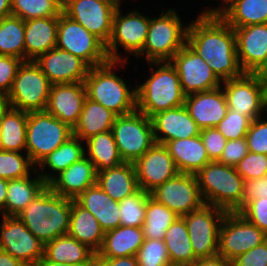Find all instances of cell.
I'll return each instance as SVG.
<instances>
[{"mask_svg": "<svg viewBox=\"0 0 267 266\" xmlns=\"http://www.w3.org/2000/svg\"><path fill=\"white\" fill-rule=\"evenodd\" d=\"M68 234L97 253L103 243L105 232L95 216L73 200Z\"/></svg>", "mask_w": 267, "mask_h": 266, "instance_id": "cell-34", "label": "cell"}, {"mask_svg": "<svg viewBox=\"0 0 267 266\" xmlns=\"http://www.w3.org/2000/svg\"><path fill=\"white\" fill-rule=\"evenodd\" d=\"M0 266H25L7 252L0 250Z\"/></svg>", "mask_w": 267, "mask_h": 266, "instance_id": "cell-57", "label": "cell"}, {"mask_svg": "<svg viewBox=\"0 0 267 266\" xmlns=\"http://www.w3.org/2000/svg\"><path fill=\"white\" fill-rule=\"evenodd\" d=\"M244 180H252L267 176V155L248 151L235 166Z\"/></svg>", "mask_w": 267, "mask_h": 266, "instance_id": "cell-47", "label": "cell"}, {"mask_svg": "<svg viewBox=\"0 0 267 266\" xmlns=\"http://www.w3.org/2000/svg\"><path fill=\"white\" fill-rule=\"evenodd\" d=\"M245 138L248 151L267 155V120L260 117L253 120Z\"/></svg>", "mask_w": 267, "mask_h": 266, "instance_id": "cell-48", "label": "cell"}, {"mask_svg": "<svg viewBox=\"0 0 267 266\" xmlns=\"http://www.w3.org/2000/svg\"><path fill=\"white\" fill-rule=\"evenodd\" d=\"M40 174L41 172L33 180L30 176L8 180L6 207L2 211L4 216H16L48 187Z\"/></svg>", "mask_w": 267, "mask_h": 266, "instance_id": "cell-35", "label": "cell"}, {"mask_svg": "<svg viewBox=\"0 0 267 266\" xmlns=\"http://www.w3.org/2000/svg\"><path fill=\"white\" fill-rule=\"evenodd\" d=\"M22 62L23 60L14 56L0 55V95L9 94Z\"/></svg>", "mask_w": 267, "mask_h": 266, "instance_id": "cell-49", "label": "cell"}, {"mask_svg": "<svg viewBox=\"0 0 267 266\" xmlns=\"http://www.w3.org/2000/svg\"><path fill=\"white\" fill-rule=\"evenodd\" d=\"M143 242L142 227L119 226L105 232L95 258L136 256Z\"/></svg>", "mask_w": 267, "mask_h": 266, "instance_id": "cell-29", "label": "cell"}, {"mask_svg": "<svg viewBox=\"0 0 267 266\" xmlns=\"http://www.w3.org/2000/svg\"><path fill=\"white\" fill-rule=\"evenodd\" d=\"M247 153L248 145L245 137L228 140L218 162L235 167Z\"/></svg>", "mask_w": 267, "mask_h": 266, "instance_id": "cell-52", "label": "cell"}, {"mask_svg": "<svg viewBox=\"0 0 267 266\" xmlns=\"http://www.w3.org/2000/svg\"><path fill=\"white\" fill-rule=\"evenodd\" d=\"M239 213L267 235V198L250 201Z\"/></svg>", "mask_w": 267, "mask_h": 266, "instance_id": "cell-50", "label": "cell"}, {"mask_svg": "<svg viewBox=\"0 0 267 266\" xmlns=\"http://www.w3.org/2000/svg\"><path fill=\"white\" fill-rule=\"evenodd\" d=\"M35 266H74L66 263L51 262V261H39Z\"/></svg>", "mask_w": 267, "mask_h": 266, "instance_id": "cell-62", "label": "cell"}, {"mask_svg": "<svg viewBox=\"0 0 267 266\" xmlns=\"http://www.w3.org/2000/svg\"><path fill=\"white\" fill-rule=\"evenodd\" d=\"M243 196V208L250 201L260 198H267V176L252 180H244Z\"/></svg>", "mask_w": 267, "mask_h": 266, "instance_id": "cell-54", "label": "cell"}, {"mask_svg": "<svg viewBox=\"0 0 267 266\" xmlns=\"http://www.w3.org/2000/svg\"><path fill=\"white\" fill-rule=\"evenodd\" d=\"M159 66L142 85L136 88L137 110L151 118L158 112L184 105L179 75L170 61L151 62Z\"/></svg>", "mask_w": 267, "mask_h": 266, "instance_id": "cell-4", "label": "cell"}, {"mask_svg": "<svg viewBox=\"0 0 267 266\" xmlns=\"http://www.w3.org/2000/svg\"><path fill=\"white\" fill-rule=\"evenodd\" d=\"M35 62L52 85L84 82L90 69L80 57L57 47L41 55Z\"/></svg>", "mask_w": 267, "mask_h": 266, "instance_id": "cell-21", "label": "cell"}, {"mask_svg": "<svg viewBox=\"0 0 267 266\" xmlns=\"http://www.w3.org/2000/svg\"><path fill=\"white\" fill-rule=\"evenodd\" d=\"M223 82L241 76L236 34L221 16H201L188 25L187 43Z\"/></svg>", "mask_w": 267, "mask_h": 266, "instance_id": "cell-1", "label": "cell"}, {"mask_svg": "<svg viewBox=\"0 0 267 266\" xmlns=\"http://www.w3.org/2000/svg\"><path fill=\"white\" fill-rule=\"evenodd\" d=\"M191 266H232L231 262L222 257L215 255L213 257L198 258Z\"/></svg>", "mask_w": 267, "mask_h": 266, "instance_id": "cell-56", "label": "cell"}, {"mask_svg": "<svg viewBox=\"0 0 267 266\" xmlns=\"http://www.w3.org/2000/svg\"><path fill=\"white\" fill-rule=\"evenodd\" d=\"M232 266H267V240L231 261Z\"/></svg>", "mask_w": 267, "mask_h": 266, "instance_id": "cell-53", "label": "cell"}, {"mask_svg": "<svg viewBox=\"0 0 267 266\" xmlns=\"http://www.w3.org/2000/svg\"><path fill=\"white\" fill-rule=\"evenodd\" d=\"M136 257L138 266H172L164 240L144 239Z\"/></svg>", "mask_w": 267, "mask_h": 266, "instance_id": "cell-45", "label": "cell"}, {"mask_svg": "<svg viewBox=\"0 0 267 266\" xmlns=\"http://www.w3.org/2000/svg\"><path fill=\"white\" fill-rule=\"evenodd\" d=\"M95 254L86 244L65 234L45 244L44 257L40 261L93 266Z\"/></svg>", "mask_w": 267, "mask_h": 266, "instance_id": "cell-30", "label": "cell"}, {"mask_svg": "<svg viewBox=\"0 0 267 266\" xmlns=\"http://www.w3.org/2000/svg\"><path fill=\"white\" fill-rule=\"evenodd\" d=\"M116 64L119 61L90 67L84 84L88 99L122 116L137 110L136 88L130 91L124 80L113 73Z\"/></svg>", "mask_w": 267, "mask_h": 266, "instance_id": "cell-5", "label": "cell"}, {"mask_svg": "<svg viewBox=\"0 0 267 266\" xmlns=\"http://www.w3.org/2000/svg\"><path fill=\"white\" fill-rule=\"evenodd\" d=\"M239 111L227 110L224 119L216 126L217 130L227 139H240L246 137L252 120Z\"/></svg>", "mask_w": 267, "mask_h": 266, "instance_id": "cell-46", "label": "cell"}, {"mask_svg": "<svg viewBox=\"0 0 267 266\" xmlns=\"http://www.w3.org/2000/svg\"><path fill=\"white\" fill-rule=\"evenodd\" d=\"M9 15H12L11 0H0V20Z\"/></svg>", "mask_w": 267, "mask_h": 266, "instance_id": "cell-61", "label": "cell"}, {"mask_svg": "<svg viewBox=\"0 0 267 266\" xmlns=\"http://www.w3.org/2000/svg\"><path fill=\"white\" fill-rule=\"evenodd\" d=\"M154 139L164 145L168 141L187 139L200 135V128L184 105L161 111L151 117ZM163 135H159V134Z\"/></svg>", "mask_w": 267, "mask_h": 266, "instance_id": "cell-24", "label": "cell"}, {"mask_svg": "<svg viewBox=\"0 0 267 266\" xmlns=\"http://www.w3.org/2000/svg\"><path fill=\"white\" fill-rule=\"evenodd\" d=\"M88 158L97 172L114 168L124 163L117 148L112 131L91 136L86 140Z\"/></svg>", "mask_w": 267, "mask_h": 266, "instance_id": "cell-37", "label": "cell"}, {"mask_svg": "<svg viewBox=\"0 0 267 266\" xmlns=\"http://www.w3.org/2000/svg\"><path fill=\"white\" fill-rule=\"evenodd\" d=\"M2 216L0 250L7 252L25 266H35L44 257L45 245L17 216Z\"/></svg>", "mask_w": 267, "mask_h": 266, "instance_id": "cell-17", "label": "cell"}, {"mask_svg": "<svg viewBox=\"0 0 267 266\" xmlns=\"http://www.w3.org/2000/svg\"><path fill=\"white\" fill-rule=\"evenodd\" d=\"M28 113L11 108L4 116L0 130V150L22 152L26 150Z\"/></svg>", "mask_w": 267, "mask_h": 266, "instance_id": "cell-38", "label": "cell"}, {"mask_svg": "<svg viewBox=\"0 0 267 266\" xmlns=\"http://www.w3.org/2000/svg\"><path fill=\"white\" fill-rule=\"evenodd\" d=\"M118 6L115 0H63L62 12L107 45Z\"/></svg>", "mask_w": 267, "mask_h": 266, "instance_id": "cell-14", "label": "cell"}, {"mask_svg": "<svg viewBox=\"0 0 267 266\" xmlns=\"http://www.w3.org/2000/svg\"><path fill=\"white\" fill-rule=\"evenodd\" d=\"M228 109L252 121L267 112V85L253 73H243L237 78L222 82Z\"/></svg>", "mask_w": 267, "mask_h": 266, "instance_id": "cell-12", "label": "cell"}, {"mask_svg": "<svg viewBox=\"0 0 267 266\" xmlns=\"http://www.w3.org/2000/svg\"><path fill=\"white\" fill-rule=\"evenodd\" d=\"M85 155L62 171L59 176H52L43 170L40 175L48 187L57 195L75 200L87 188L97 183V171L94 164Z\"/></svg>", "mask_w": 267, "mask_h": 266, "instance_id": "cell-20", "label": "cell"}, {"mask_svg": "<svg viewBox=\"0 0 267 266\" xmlns=\"http://www.w3.org/2000/svg\"><path fill=\"white\" fill-rule=\"evenodd\" d=\"M178 217L176 213L149 196L142 226L144 239L164 240L167 229Z\"/></svg>", "mask_w": 267, "mask_h": 266, "instance_id": "cell-40", "label": "cell"}, {"mask_svg": "<svg viewBox=\"0 0 267 266\" xmlns=\"http://www.w3.org/2000/svg\"><path fill=\"white\" fill-rule=\"evenodd\" d=\"M72 201L47 187L16 216L45 245L68 234Z\"/></svg>", "mask_w": 267, "mask_h": 266, "instance_id": "cell-2", "label": "cell"}, {"mask_svg": "<svg viewBox=\"0 0 267 266\" xmlns=\"http://www.w3.org/2000/svg\"><path fill=\"white\" fill-rule=\"evenodd\" d=\"M226 211L209 204L183 215L195 257L218 254L219 230Z\"/></svg>", "mask_w": 267, "mask_h": 266, "instance_id": "cell-11", "label": "cell"}, {"mask_svg": "<svg viewBox=\"0 0 267 266\" xmlns=\"http://www.w3.org/2000/svg\"><path fill=\"white\" fill-rule=\"evenodd\" d=\"M253 74L267 85V54L262 64L253 72Z\"/></svg>", "mask_w": 267, "mask_h": 266, "instance_id": "cell-59", "label": "cell"}, {"mask_svg": "<svg viewBox=\"0 0 267 266\" xmlns=\"http://www.w3.org/2000/svg\"><path fill=\"white\" fill-rule=\"evenodd\" d=\"M63 0H11V13L24 21L43 17H59Z\"/></svg>", "mask_w": 267, "mask_h": 266, "instance_id": "cell-42", "label": "cell"}, {"mask_svg": "<svg viewBox=\"0 0 267 266\" xmlns=\"http://www.w3.org/2000/svg\"><path fill=\"white\" fill-rule=\"evenodd\" d=\"M179 75L184 94L190 95L209 91L222 85L212 68L187 44L170 60Z\"/></svg>", "mask_w": 267, "mask_h": 266, "instance_id": "cell-18", "label": "cell"}, {"mask_svg": "<svg viewBox=\"0 0 267 266\" xmlns=\"http://www.w3.org/2000/svg\"><path fill=\"white\" fill-rule=\"evenodd\" d=\"M150 196L179 217L205 205L195 174L178 173L158 185L150 192Z\"/></svg>", "mask_w": 267, "mask_h": 266, "instance_id": "cell-16", "label": "cell"}, {"mask_svg": "<svg viewBox=\"0 0 267 266\" xmlns=\"http://www.w3.org/2000/svg\"><path fill=\"white\" fill-rule=\"evenodd\" d=\"M116 117L117 115L109 109L86 98L72 133L85 141L93 135L110 131Z\"/></svg>", "mask_w": 267, "mask_h": 266, "instance_id": "cell-33", "label": "cell"}, {"mask_svg": "<svg viewBox=\"0 0 267 266\" xmlns=\"http://www.w3.org/2000/svg\"><path fill=\"white\" fill-rule=\"evenodd\" d=\"M267 240V235L238 212H226L219 230L218 255L228 261Z\"/></svg>", "mask_w": 267, "mask_h": 266, "instance_id": "cell-13", "label": "cell"}, {"mask_svg": "<svg viewBox=\"0 0 267 266\" xmlns=\"http://www.w3.org/2000/svg\"><path fill=\"white\" fill-rule=\"evenodd\" d=\"M52 84L35 61H23L7 99L13 109L45 111Z\"/></svg>", "mask_w": 267, "mask_h": 266, "instance_id": "cell-8", "label": "cell"}, {"mask_svg": "<svg viewBox=\"0 0 267 266\" xmlns=\"http://www.w3.org/2000/svg\"><path fill=\"white\" fill-rule=\"evenodd\" d=\"M233 29L239 65L244 73H253L267 54V23Z\"/></svg>", "mask_w": 267, "mask_h": 266, "instance_id": "cell-25", "label": "cell"}, {"mask_svg": "<svg viewBox=\"0 0 267 266\" xmlns=\"http://www.w3.org/2000/svg\"><path fill=\"white\" fill-rule=\"evenodd\" d=\"M164 146L168 149L179 173L196 174L211 162L200 135L168 141Z\"/></svg>", "mask_w": 267, "mask_h": 266, "instance_id": "cell-31", "label": "cell"}, {"mask_svg": "<svg viewBox=\"0 0 267 266\" xmlns=\"http://www.w3.org/2000/svg\"><path fill=\"white\" fill-rule=\"evenodd\" d=\"M184 106L200 129L216 127L228 110L221 86L187 95Z\"/></svg>", "mask_w": 267, "mask_h": 266, "instance_id": "cell-23", "label": "cell"}, {"mask_svg": "<svg viewBox=\"0 0 267 266\" xmlns=\"http://www.w3.org/2000/svg\"><path fill=\"white\" fill-rule=\"evenodd\" d=\"M201 16H221L232 28L267 23V0H231L228 7L204 10Z\"/></svg>", "mask_w": 267, "mask_h": 266, "instance_id": "cell-26", "label": "cell"}, {"mask_svg": "<svg viewBox=\"0 0 267 266\" xmlns=\"http://www.w3.org/2000/svg\"><path fill=\"white\" fill-rule=\"evenodd\" d=\"M164 242L172 266H191L197 260L183 217H178L167 229Z\"/></svg>", "mask_w": 267, "mask_h": 266, "instance_id": "cell-36", "label": "cell"}, {"mask_svg": "<svg viewBox=\"0 0 267 266\" xmlns=\"http://www.w3.org/2000/svg\"><path fill=\"white\" fill-rule=\"evenodd\" d=\"M81 143L79 137L72 135L61 146L45 157L37 166L43 169L47 166L52 171H56L60 174L86 155V149L82 147L83 145Z\"/></svg>", "mask_w": 267, "mask_h": 266, "instance_id": "cell-41", "label": "cell"}, {"mask_svg": "<svg viewBox=\"0 0 267 266\" xmlns=\"http://www.w3.org/2000/svg\"><path fill=\"white\" fill-rule=\"evenodd\" d=\"M200 137L206 148L209 159L211 161H218L228 140L216 127L201 129Z\"/></svg>", "mask_w": 267, "mask_h": 266, "instance_id": "cell-51", "label": "cell"}, {"mask_svg": "<svg viewBox=\"0 0 267 266\" xmlns=\"http://www.w3.org/2000/svg\"><path fill=\"white\" fill-rule=\"evenodd\" d=\"M75 201L95 216L104 232L120 226L119 201L113 200L97 183L87 188Z\"/></svg>", "mask_w": 267, "mask_h": 266, "instance_id": "cell-28", "label": "cell"}, {"mask_svg": "<svg viewBox=\"0 0 267 266\" xmlns=\"http://www.w3.org/2000/svg\"><path fill=\"white\" fill-rule=\"evenodd\" d=\"M97 184L116 201L123 200L139 189L135 167L131 162L97 172Z\"/></svg>", "mask_w": 267, "mask_h": 266, "instance_id": "cell-32", "label": "cell"}, {"mask_svg": "<svg viewBox=\"0 0 267 266\" xmlns=\"http://www.w3.org/2000/svg\"><path fill=\"white\" fill-rule=\"evenodd\" d=\"M73 135L72 128L46 111L29 112L26 130V154L34 165Z\"/></svg>", "mask_w": 267, "mask_h": 266, "instance_id": "cell-7", "label": "cell"}, {"mask_svg": "<svg viewBox=\"0 0 267 266\" xmlns=\"http://www.w3.org/2000/svg\"><path fill=\"white\" fill-rule=\"evenodd\" d=\"M93 266H138V261L136 256L94 258Z\"/></svg>", "mask_w": 267, "mask_h": 266, "instance_id": "cell-55", "label": "cell"}, {"mask_svg": "<svg viewBox=\"0 0 267 266\" xmlns=\"http://www.w3.org/2000/svg\"><path fill=\"white\" fill-rule=\"evenodd\" d=\"M20 152L0 150V177L5 180L21 179L29 176V170L34 168L30 157Z\"/></svg>", "mask_w": 267, "mask_h": 266, "instance_id": "cell-44", "label": "cell"}, {"mask_svg": "<svg viewBox=\"0 0 267 266\" xmlns=\"http://www.w3.org/2000/svg\"><path fill=\"white\" fill-rule=\"evenodd\" d=\"M149 192L139 188L135 193L119 201L120 226L142 227Z\"/></svg>", "mask_w": 267, "mask_h": 266, "instance_id": "cell-43", "label": "cell"}, {"mask_svg": "<svg viewBox=\"0 0 267 266\" xmlns=\"http://www.w3.org/2000/svg\"><path fill=\"white\" fill-rule=\"evenodd\" d=\"M11 105L7 96L0 95V130L3 123L4 116L11 109Z\"/></svg>", "mask_w": 267, "mask_h": 266, "instance_id": "cell-58", "label": "cell"}, {"mask_svg": "<svg viewBox=\"0 0 267 266\" xmlns=\"http://www.w3.org/2000/svg\"><path fill=\"white\" fill-rule=\"evenodd\" d=\"M86 98L84 82L53 84L45 111L73 129Z\"/></svg>", "mask_w": 267, "mask_h": 266, "instance_id": "cell-22", "label": "cell"}, {"mask_svg": "<svg viewBox=\"0 0 267 266\" xmlns=\"http://www.w3.org/2000/svg\"><path fill=\"white\" fill-rule=\"evenodd\" d=\"M56 47L80 57L90 67L100 66L110 61L106 45L63 12L58 17Z\"/></svg>", "mask_w": 267, "mask_h": 266, "instance_id": "cell-10", "label": "cell"}, {"mask_svg": "<svg viewBox=\"0 0 267 266\" xmlns=\"http://www.w3.org/2000/svg\"><path fill=\"white\" fill-rule=\"evenodd\" d=\"M8 180L0 177V211H3L6 207Z\"/></svg>", "mask_w": 267, "mask_h": 266, "instance_id": "cell-60", "label": "cell"}, {"mask_svg": "<svg viewBox=\"0 0 267 266\" xmlns=\"http://www.w3.org/2000/svg\"><path fill=\"white\" fill-rule=\"evenodd\" d=\"M111 131L124 162L134 163L156 143L151 118L138 110L117 116Z\"/></svg>", "mask_w": 267, "mask_h": 266, "instance_id": "cell-9", "label": "cell"}, {"mask_svg": "<svg viewBox=\"0 0 267 266\" xmlns=\"http://www.w3.org/2000/svg\"><path fill=\"white\" fill-rule=\"evenodd\" d=\"M230 1L231 0H223V2H225V6H227L226 4H228V3L230 4Z\"/></svg>", "mask_w": 267, "mask_h": 266, "instance_id": "cell-63", "label": "cell"}, {"mask_svg": "<svg viewBox=\"0 0 267 266\" xmlns=\"http://www.w3.org/2000/svg\"><path fill=\"white\" fill-rule=\"evenodd\" d=\"M180 20L172 9L150 19L145 44L137 57L145 53L149 63L170 61L187 43L188 26L183 29Z\"/></svg>", "mask_w": 267, "mask_h": 266, "instance_id": "cell-6", "label": "cell"}, {"mask_svg": "<svg viewBox=\"0 0 267 266\" xmlns=\"http://www.w3.org/2000/svg\"><path fill=\"white\" fill-rule=\"evenodd\" d=\"M120 5L113 17L112 34L106 45V52L110 61L126 62V59L117 55L118 44L124 47L129 54L137 55L142 51L146 41L150 19L139 12H129L121 16Z\"/></svg>", "mask_w": 267, "mask_h": 266, "instance_id": "cell-15", "label": "cell"}, {"mask_svg": "<svg viewBox=\"0 0 267 266\" xmlns=\"http://www.w3.org/2000/svg\"><path fill=\"white\" fill-rule=\"evenodd\" d=\"M133 164L139 188L149 193L179 173L168 149L158 143Z\"/></svg>", "mask_w": 267, "mask_h": 266, "instance_id": "cell-19", "label": "cell"}, {"mask_svg": "<svg viewBox=\"0 0 267 266\" xmlns=\"http://www.w3.org/2000/svg\"><path fill=\"white\" fill-rule=\"evenodd\" d=\"M58 17H43L25 21V61H35L56 47Z\"/></svg>", "mask_w": 267, "mask_h": 266, "instance_id": "cell-27", "label": "cell"}, {"mask_svg": "<svg viewBox=\"0 0 267 266\" xmlns=\"http://www.w3.org/2000/svg\"><path fill=\"white\" fill-rule=\"evenodd\" d=\"M25 21L9 15L0 20V55L25 61Z\"/></svg>", "mask_w": 267, "mask_h": 266, "instance_id": "cell-39", "label": "cell"}, {"mask_svg": "<svg viewBox=\"0 0 267 266\" xmlns=\"http://www.w3.org/2000/svg\"><path fill=\"white\" fill-rule=\"evenodd\" d=\"M195 175L205 204L226 212L239 213L243 209L244 179L235 167L211 161Z\"/></svg>", "mask_w": 267, "mask_h": 266, "instance_id": "cell-3", "label": "cell"}]
</instances>
